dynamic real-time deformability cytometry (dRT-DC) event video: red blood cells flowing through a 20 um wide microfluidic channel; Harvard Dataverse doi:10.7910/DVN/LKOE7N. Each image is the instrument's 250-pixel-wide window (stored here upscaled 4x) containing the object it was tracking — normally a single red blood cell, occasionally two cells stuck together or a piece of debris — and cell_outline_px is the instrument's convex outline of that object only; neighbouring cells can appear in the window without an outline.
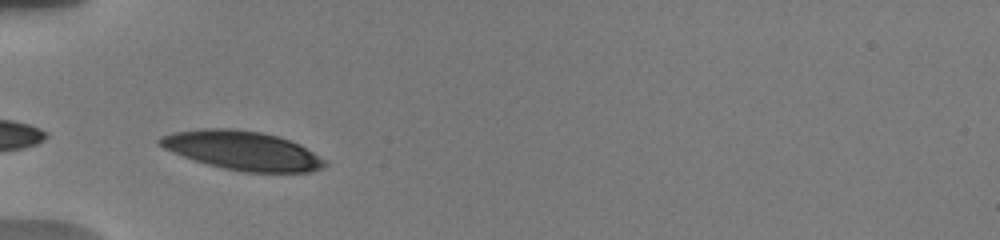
{"species": "human", "species_latin": "Homo sapiens", "temperature_condition": "warm", "stored_images_in_passage": 34, "camera_frame_rate_fps": 3000, "um_per_image_px": 0.085, "donor": {"sex": "male"}, "frame": {"image": 1, "passage_image": 1, "time_ms": 0.0, "image_size_px": [1000, 240], "cell_outline_px": [[328, 164], [320, 168], [308, 172], [244, 172], [224, 168], [208, 164], [172, 152], [156, 144], [156, 140], [160, 136], [172, 132], [204, 128], [232, 128], [260, 132], [280, 136], [300, 144], [324, 160]], "centroid_in_image_um": [20.56, 12.78], "position_along_channel_um": 64.4, "area_um2": 37.34}}
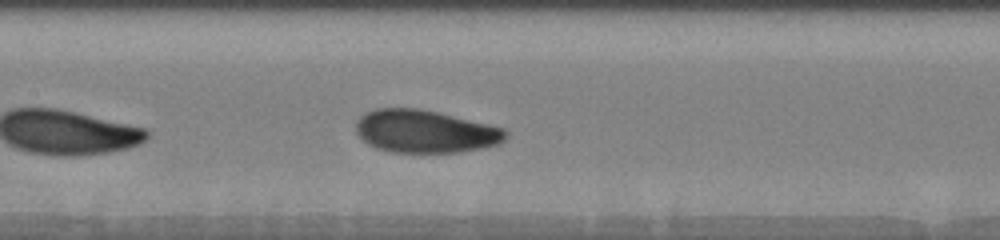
{"frame": {"image": 2, "passage_image": 11, "time_ms": 3.0, "image_size_px": [1000, 240], "cell_outline_px": [[508, 136], [500, 144], [484, 148], [460, 152], [392, 152], [376, 148], [368, 144], [356, 132], [356, 120], [364, 112], [376, 108], [416, 108], [436, 112], [488, 124], [504, 128], [508, 132]], "centroid_in_image_um": [36.14, 11.17], "position_along_channel_um": 171.3, "area_um2": 37.4}}
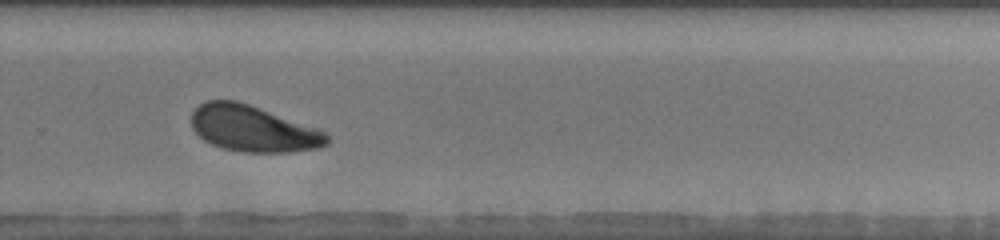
{"frame": {"image": 3, "passage_image": 22, "time_ms": 6.667, "image_size_px": [1000, 240], "cell_outline_px": [[328, 144], [320, 148], [288, 152], [240, 152], [224, 148], [212, 144], [204, 140], [192, 128], [192, 112], [204, 100], [236, 100], [320, 128], [328, 136]], "centroid_in_image_um": [21.53, 10.93], "position_along_channel_um": 308.3, "area_um2": 36.53}, "authors_computed_cell_mechanics": {"area_um2": 37.3099, "velocity_mm_per_s": 3.7558, "shape_relaxation_time_tau1_ms": 2.4816, "shape_relaxation_time_tau2_ms": null, "deformation_change_tau1": 0.1365, "deformation_change_tau2": null}}